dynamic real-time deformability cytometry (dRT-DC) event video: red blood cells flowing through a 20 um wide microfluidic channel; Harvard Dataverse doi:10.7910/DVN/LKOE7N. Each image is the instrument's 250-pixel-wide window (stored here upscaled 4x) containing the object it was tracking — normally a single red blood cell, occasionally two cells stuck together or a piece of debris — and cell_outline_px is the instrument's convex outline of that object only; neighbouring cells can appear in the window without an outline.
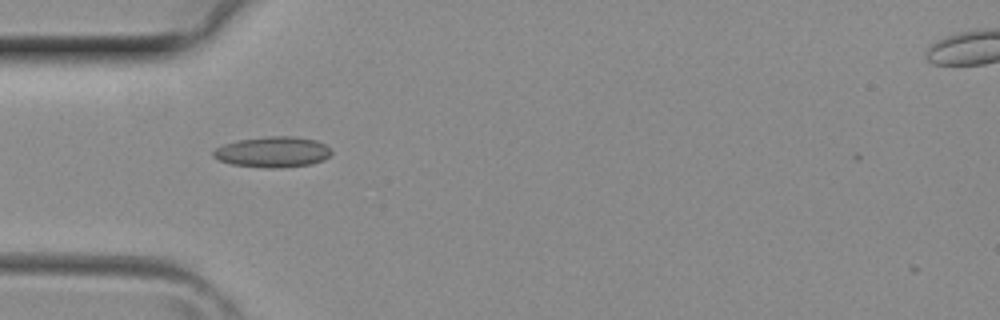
{"species": "common noctule bat (a hibernating species)", "species_latin": "Nyctalus noctula", "temperature_condition": "room temperature", "stored_images_in_passage": 2, "camera_frame_rate_fps": 3000, "um_per_image_px": 0.085, "animal": {"sex": "female", "body_mass_g": 29.2, "forearm_length_mm": 56.3}, "frame": {"image": 1, "passage_image": 1, "time_ms": 0.0, "image_size_px": [1000, 320], "cell_outline_px": [[332, 152], [324, 160], [312, 164], [280, 168], [268, 168], [232, 164], [220, 160], [212, 156], [212, 152], [216, 148], [224, 144], [240, 140], [268, 136], [292, 136], [316, 140], [332, 148]], "centroid_in_image_um": [23.22, 12.92], "position_along_channel_um": 61.8, "area_um2": 21.1}}
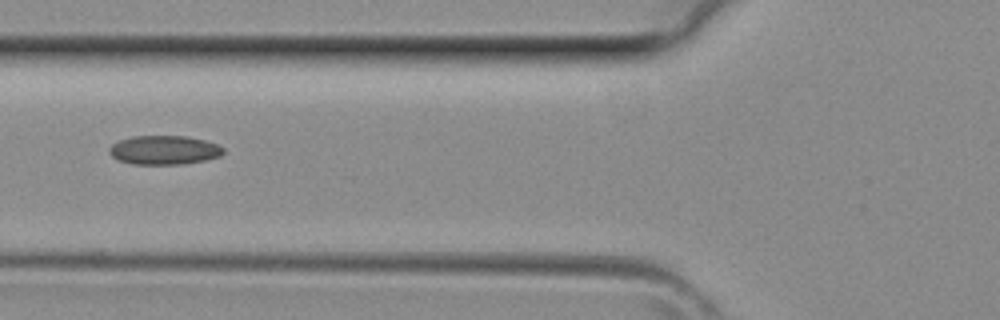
{"frame": {"image": 2, "passage_image": 2, "time_ms": 0.333, "image_size_px": [1000, 320], "cell_outline_px": [[224, 152], [220, 156], [204, 160], [184, 164], [132, 164], [120, 160], [112, 156], [108, 152], [108, 148], [112, 144], [120, 140], [132, 136], [188, 136], [204, 140], [216, 144], [224, 148]], "centroid_in_image_um": [13.94, 12.75], "position_along_channel_um": 111.9, "area_um2": 19.25}}